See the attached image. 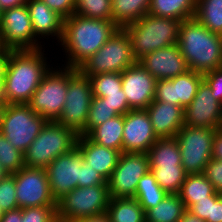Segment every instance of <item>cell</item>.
<instances>
[{"label":"cell","mask_w":222,"mask_h":222,"mask_svg":"<svg viewBox=\"0 0 222 222\" xmlns=\"http://www.w3.org/2000/svg\"><path fill=\"white\" fill-rule=\"evenodd\" d=\"M124 115L114 118L93 128L86 136L93 142L122 153Z\"/></svg>","instance_id":"24"},{"label":"cell","mask_w":222,"mask_h":222,"mask_svg":"<svg viewBox=\"0 0 222 222\" xmlns=\"http://www.w3.org/2000/svg\"><path fill=\"white\" fill-rule=\"evenodd\" d=\"M150 171L168 194H178L187 175L183 166L150 167Z\"/></svg>","instance_id":"33"},{"label":"cell","mask_w":222,"mask_h":222,"mask_svg":"<svg viewBox=\"0 0 222 222\" xmlns=\"http://www.w3.org/2000/svg\"><path fill=\"white\" fill-rule=\"evenodd\" d=\"M136 62L130 36L124 28H118L77 70L86 77L100 73H122Z\"/></svg>","instance_id":"6"},{"label":"cell","mask_w":222,"mask_h":222,"mask_svg":"<svg viewBox=\"0 0 222 222\" xmlns=\"http://www.w3.org/2000/svg\"><path fill=\"white\" fill-rule=\"evenodd\" d=\"M43 49L8 50V65L3 85L5 104L29 102L51 68Z\"/></svg>","instance_id":"2"},{"label":"cell","mask_w":222,"mask_h":222,"mask_svg":"<svg viewBox=\"0 0 222 222\" xmlns=\"http://www.w3.org/2000/svg\"><path fill=\"white\" fill-rule=\"evenodd\" d=\"M120 115L115 108L106 103L102 97L92 98V103L88 112L86 128L80 135H87L93 128L106 122L107 120Z\"/></svg>","instance_id":"35"},{"label":"cell","mask_w":222,"mask_h":222,"mask_svg":"<svg viewBox=\"0 0 222 222\" xmlns=\"http://www.w3.org/2000/svg\"><path fill=\"white\" fill-rule=\"evenodd\" d=\"M76 222H110V220L106 214H101V215H97V216L83 218V219H80Z\"/></svg>","instance_id":"52"},{"label":"cell","mask_w":222,"mask_h":222,"mask_svg":"<svg viewBox=\"0 0 222 222\" xmlns=\"http://www.w3.org/2000/svg\"><path fill=\"white\" fill-rule=\"evenodd\" d=\"M27 3V0H0V9L5 11L11 8L20 7Z\"/></svg>","instance_id":"50"},{"label":"cell","mask_w":222,"mask_h":222,"mask_svg":"<svg viewBox=\"0 0 222 222\" xmlns=\"http://www.w3.org/2000/svg\"><path fill=\"white\" fill-rule=\"evenodd\" d=\"M82 162V153L75 147L72 151L59 155L45 168L50 192L55 201L78 187L81 182Z\"/></svg>","instance_id":"15"},{"label":"cell","mask_w":222,"mask_h":222,"mask_svg":"<svg viewBox=\"0 0 222 222\" xmlns=\"http://www.w3.org/2000/svg\"><path fill=\"white\" fill-rule=\"evenodd\" d=\"M203 174L212 183L215 192L222 194V160L211 158Z\"/></svg>","instance_id":"40"},{"label":"cell","mask_w":222,"mask_h":222,"mask_svg":"<svg viewBox=\"0 0 222 222\" xmlns=\"http://www.w3.org/2000/svg\"><path fill=\"white\" fill-rule=\"evenodd\" d=\"M146 111L157 138L175 137L185 125L184 108L178 105L152 101Z\"/></svg>","instance_id":"21"},{"label":"cell","mask_w":222,"mask_h":222,"mask_svg":"<svg viewBox=\"0 0 222 222\" xmlns=\"http://www.w3.org/2000/svg\"><path fill=\"white\" fill-rule=\"evenodd\" d=\"M3 211L0 209V219L2 218Z\"/></svg>","instance_id":"56"},{"label":"cell","mask_w":222,"mask_h":222,"mask_svg":"<svg viewBox=\"0 0 222 222\" xmlns=\"http://www.w3.org/2000/svg\"><path fill=\"white\" fill-rule=\"evenodd\" d=\"M111 0H76L74 13L86 18L112 21Z\"/></svg>","instance_id":"34"},{"label":"cell","mask_w":222,"mask_h":222,"mask_svg":"<svg viewBox=\"0 0 222 222\" xmlns=\"http://www.w3.org/2000/svg\"><path fill=\"white\" fill-rule=\"evenodd\" d=\"M119 27L113 22L73 14L64 20L59 46L65 52L62 66L78 68L97 52Z\"/></svg>","instance_id":"1"},{"label":"cell","mask_w":222,"mask_h":222,"mask_svg":"<svg viewBox=\"0 0 222 222\" xmlns=\"http://www.w3.org/2000/svg\"><path fill=\"white\" fill-rule=\"evenodd\" d=\"M12 175L15 177L18 208L56 207L46 169L24 166Z\"/></svg>","instance_id":"13"},{"label":"cell","mask_w":222,"mask_h":222,"mask_svg":"<svg viewBox=\"0 0 222 222\" xmlns=\"http://www.w3.org/2000/svg\"><path fill=\"white\" fill-rule=\"evenodd\" d=\"M79 135L56 121H47L24 153L27 167L46 168L59 155L72 151Z\"/></svg>","instance_id":"5"},{"label":"cell","mask_w":222,"mask_h":222,"mask_svg":"<svg viewBox=\"0 0 222 222\" xmlns=\"http://www.w3.org/2000/svg\"><path fill=\"white\" fill-rule=\"evenodd\" d=\"M160 185L156 182V179L151 171H148L138 181L134 198L138 201L140 206L146 212L157 206L167 196Z\"/></svg>","instance_id":"31"},{"label":"cell","mask_w":222,"mask_h":222,"mask_svg":"<svg viewBox=\"0 0 222 222\" xmlns=\"http://www.w3.org/2000/svg\"><path fill=\"white\" fill-rule=\"evenodd\" d=\"M181 21L146 14L124 27L130 36L132 52L137 61L146 54L178 43Z\"/></svg>","instance_id":"4"},{"label":"cell","mask_w":222,"mask_h":222,"mask_svg":"<svg viewBox=\"0 0 222 222\" xmlns=\"http://www.w3.org/2000/svg\"><path fill=\"white\" fill-rule=\"evenodd\" d=\"M185 125L194 128H222V103L212 96L203 80L192 102L184 109Z\"/></svg>","instance_id":"16"},{"label":"cell","mask_w":222,"mask_h":222,"mask_svg":"<svg viewBox=\"0 0 222 222\" xmlns=\"http://www.w3.org/2000/svg\"><path fill=\"white\" fill-rule=\"evenodd\" d=\"M91 82L92 93L95 97H104V94L120 93L122 89L121 73H100L88 76Z\"/></svg>","instance_id":"36"},{"label":"cell","mask_w":222,"mask_h":222,"mask_svg":"<svg viewBox=\"0 0 222 222\" xmlns=\"http://www.w3.org/2000/svg\"><path fill=\"white\" fill-rule=\"evenodd\" d=\"M121 77L130 109H146L154 100L157 80L138 61L125 69Z\"/></svg>","instance_id":"18"},{"label":"cell","mask_w":222,"mask_h":222,"mask_svg":"<svg viewBox=\"0 0 222 222\" xmlns=\"http://www.w3.org/2000/svg\"><path fill=\"white\" fill-rule=\"evenodd\" d=\"M22 217V222H58L56 207H26Z\"/></svg>","instance_id":"39"},{"label":"cell","mask_w":222,"mask_h":222,"mask_svg":"<svg viewBox=\"0 0 222 222\" xmlns=\"http://www.w3.org/2000/svg\"><path fill=\"white\" fill-rule=\"evenodd\" d=\"M110 201L108 185L75 188L56 201L58 222H76L106 214Z\"/></svg>","instance_id":"7"},{"label":"cell","mask_w":222,"mask_h":222,"mask_svg":"<svg viewBox=\"0 0 222 222\" xmlns=\"http://www.w3.org/2000/svg\"><path fill=\"white\" fill-rule=\"evenodd\" d=\"M76 147L81 151L83 160L108 181L121 153L91 141L86 135H79Z\"/></svg>","instance_id":"23"},{"label":"cell","mask_w":222,"mask_h":222,"mask_svg":"<svg viewBox=\"0 0 222 222\" xmlns=\"http://www.w3.org/2000/svg\"><path fill=\"white\" fill-rule=\"evenodd\" d=\"M177 44L189 70L205 74L222 67V35L212 33L195 17L181 21Z\"/></svg>","instance_id":"3"},{"label":"cell","mask_w":222,"mask_h":222,"mask_svg":"<svg viewBox=\"0 0 222 222\" xmlns=\"http://www.w3.org/2000/svg\"><path fill=\"white\" fill-rule=\"evenodd\" d=\"M58 67L52 65L27 103L47 121H56L60 117L68 91V67Z\"/></svg>","instance_id":"9"},{"label":"cell","mask_w":222,"mask_h":222,"mask_svg":"<svg viewBox=\"0 0 222 222\" xmlns=\"http://www.w3.org/2000/svg\"><path fill=\"white\" fill-rule=\"evenodd\" d=\"M4 107H5V103L0 100V123H1Z\"/></svg>","instance_id":"54"},{"label":"cell","mask_w":222,"mask_h":222,"mask_svg":"<svg viewBox=\"0 0 222 222\" xmlns=\"http://www.w3.org/2000/svg\"><path fill=\"white\" fill-rule=\"evenodd\" d=\"M206 222H222V195L215 202H211L210 217Z\"/></svg>","instance_id":"46"},{"label":"cell","mask_w":222,"mask_h":222,"mask_svg":"<svg viewBox=\"0 0 222 222\" xmlns=\"http://www.w3.org/2000/svg\"><path fill=\"white\" fill-rule=\"evenodd\" d=\"M0 38L6 50H38L44 47L34 35L26 4L2 12Z\"/></svg>","instance_id":"12"},{"label":"cell","mask_w":222,"mask_h":222,"mask_svg":"<svg viewBox=\"0 0 222 222\" xmlns=\"http://www.w3.org/2000/svg\"><path fill=\"white\" fill-rule=\"evenodd\" d=\"M178 222H206L203 219H200L198 216L189 212L187 209L183 213L181 219Z\"/></svg>","instance_id":"51"},{"label":"cell","mask_w":222,"mask_h":222,"mask_svg":"<svg viewBox=\"0 0 222 222\" xmlns=\"http://www.w3.org/2000/svg\"><path fill=\"white\" fill-rule=\"evenodd\" d=\"M102 98L106 100L109 106L115 108L120 115H124L131 110L127 102V97L122 89L120 93L104 94Z\"/></svg>","instance_id":"45"},{"label":"cell","mask_w":222,"mask_h":222,"mask_svg":"<svg viewBox=\"0 0 222 222\" xmlns=\"http://www.w3.org/2000/svg\"><path fill=\"white\" fill-rule=\"evenodd\" d=\"M9 173L0 164V180L4 179Z\"/></svg>","instance_id":"53"},{"label":"cell","mask_w":222,"mask_h":222,"mask_svg":"<svg viewBox=\"0 0 222 222\" xmlns=\"http://www.w3.org/2000/svg\"><path fill=\"white\" fill-rule=\"evenodd\" d=\"M216 129L194 128L184 125L175 138L181 153L182 166L186 174L204 172L212 158L213 138Z\"/></svg>","instance_id":"11"},{"label":"cell","mask_w":222,"mask_h":222,"mask_svg":"<svg viewBox=\"0 0 222 222\" xmlns=\"http://www.w3.org/2000/svg\"><path fill=\"white\" fill-rule=\"evenodd\" d=\"M0 164L9 174H13L25 166L24 153L16 149L1 132Z\"/></svg>","instance_id":"37"},{"label":"cell","mask_w":222,"mask_h":222,"mask_svg":"<svg viewBox=\"0 0 222 222\" xmlns=\"http://www.w3.org/2000/svg\"><path fill=\"white\" fill-rule=\"evenodd\" d=\"M212 158L222 160V128L216 129L213 138Z\"/></svg>","instance_id":"48"},{"label":"cell","mask_w":222,"mask_h":222,"mask_svg":"<svg viewBox=\"0 0 222 222\" xmlns=\"http://www.w3.org/2000/svg\"><path fill=\"white\" fill-rule=\"evenodd\" d=\"M147 156L149 167L182 166L179 144L175 137L158 138Z\"/></svg>","instance_id":"25"},{"label":"cell","mask_w":222,"mask_h":222,"mask_svg":"<svg viewBox=\"0 0 222 222\" xmlns=\"http://www.w3.org/2000/svg\"><path fill=\"white\" fill-rule=\"evenodd\" d=\"M186 208L178 194H167L157 206L145 212V222H178Z\"/></svg>","instance_id":"30"},{"label":"cell","mask_w":222,"mask_h":222,"mask_svg":"<svg viewBox=\"0 0 222 222\" xmlns=\"http://www.w3.org/2000/svg\"><path fill=\"white\" fill-rule=\"evenodd\" d=\"M64 20L74 14L76 0H42Z\"/></svg>","instance_id":"43"},{"label":"cell","mask_w":222,"mask_h":222,"mask_svg":"<svg viewBox=\"0 0 222 222\" xmlns=\"http://www.w3.org/2000/svg\"><path fill=\"white\" fill-rule=\"evenodd\" d=\"M6 51V49L2 46L1 38H0V56Z\"/></svg>","instance_id":"55"},{"label":"cell","mask_w":222,"mask_h":222,"mask_svg":"<svg viewBox=\"0 0 222 222\" xmlns=\"http://www.w3.org/2000/svg\"><path fill=\"white\" fill-rule=\"evenodd\" d=\"M8 65V50L0 56V100L4 102V79Z\"/></svg>","instance_id":"47"},{"label":"cell","mask_w":222,"mask_h":222,"mask_svg":"<svg viewBox=\"0 0 222 222\" xmlns=\"http://www.w3.org/2000/svg\"><path fill=\"white\" fill-rule=\"evenodd\" d=\"M202 81L203 74L193 70L172 79L157 80L153 101L171 103L185 109L192 102Z\"/></svg>","instance_id":"19"},{"label":"cell","mask_w":222,"mask_h":222,"mask_svg":"<svg viewBox=\"0 0 222 222\" xmlns=\"http://www.w3.org/2000/svg\"><path fill=\"white\" fill-rule=\"evenodd\" d=\"M197 0H151L148 14L179 21L195 17Z\"/></svg>","instance_id":"26"},{"label":"cell","mask_w":222,"mask_h":222,"mask_svg":"<svg viewBox=\"0 0 222 222\" xmlns=\"http://www.w3.org/2000/svg\"><path fill=\"white\" fill-rule=\"evenodd\" d=\"M157 140L146 109L124 114L122 152L147 153Z\"/></svg>","instance_id":"17"},{"label":"cell","mask_w":222,"mask_h":222,"mask_svg":"<svg viewBox=\"0 0 222 222\" xmlns=\"http://www.w3.org/2000/svg\"><path fill=\"white\" fill-rule=\"evenodd\" d=\"M26 5L34 35L39 40L47 39L48 41L51 38L60 43L63 37L64 19L42 0H27Z\"/></svg>","instance_id":"22"},{"label":"cell","mask_w":222,"mask_h":222,"mask_svg":"<svg viewBox=\"0 0 222 222\" xmlns=\"http://www.w3.org/2000/svg\"><path fill=\"white\" fill-rule=\"evenodd\" d=\"M15 192V177L12 174H8L4 179L0 180V209L3 212L18 208Z\"/></svg>","instance_id":"38"},{"label":"cell","mask_w":222,"mask_h":222,"mask_svg":"<svg viewBox=\"0 0 222 222\" xmlns=\"http://www.w3.org/2000/svg\"><path fill=\"white\" fill-rule=\"evenodd\" d=\"M195 18L212 33L222 35V0H197Z\"/></svg>","instance_id":"32"},{"label":"cell","mask_w":222,"mask_h":222,"mask_svg":"<svg viewBox=\"0 0 222 222\" xmlns=\"http://www.w3.org/2000/svg\"><path fill=\"white\" fill-rule=\"evenodd\" d=\"M92 98L90 79L76 68L68 67V91L64 108L56 122L80 135L86 128Z\"/></svg>","instance_id":"10"},{"label":"cell","mask_w":222,"mask_h":222,"mask_svg":"<svg viewBox=\"0 0 222 222\" xmlns=\"http://www.w3.org/2000/svg\"><path fill=\"white\" fill-rule=\"evenodd\" d=\"M110 222H145V211L136 198H110L106 211Z\"/></svg>","instance_id":"29"},{"label":"cell","mask_w":222,"mask_h":222,"mask_svg":"<svg viewBox=\"0 0 222 222\" xmlns=\"http://www.w3.org/2000/svg\"><path fill=\"white\" fill-rule=\"evenodd\" d=\"M47 123L27 104H5L0 132L19 151L25 153Z\"/></svg>","instance_id":"8"},{"label":"cell","mask_w":222,"mask_h":222,"mask_svg":"<svg viewBox=\"0 0 222 222\" xmlns=\"http://www.w3.org/2000/svg\"><path fill=\"white\" fill-rule=\"evenodd\" d=\"M22 218V209L17 208L3 212L0 222H22Z\"/></svg>","instance_id":"49"},{"label":"cell","mask_w":222,"mask_h":222,"mask_svg":"<svg viewBox=\"0 0 222 222\" xmlns=\"http://www.w3.org/2000/svg\"><path fill=\"white\" fill-rule=\"evenodd\" d=\"M148 171L147 153L122 152L107 181L110 198L134 197L138 181Z\"/></svg>","instance_id":"14"},{"label":"cell","mask_w":222,"mask_h":222,"mask_svg":"<svg viewBox=\"0 0 222 222\" xmlns=\"http://www.w3.org/2000/svg\"><path fill=\"white\" fill-rule=\"evenodd\" d=\"M94 185H108V183L100 173L93 170L91 166L83 160L81 166V182L78 184V188L91 187Z\"/></svg>","instance_id":"41"},{"label":"cell","mask_w":222,"mask_h":222,"mask_svg":"<svg viewBox=\"0 0 222 222\" xmlns=\"http://www.w3.org/2000/svg\"><path fill=\"white\" fill-rule=\"evenodd\" d=\"M203 80L210 87L212 96L222 103V67L203 74Z\"/></svg>","instance_id":"42"},{"label":"cell","mask_w":222,"mask_h":222,"mask_svg":"<svg viewBox=\"0 0 222 222\" xmlns=\"http://www.w3.org/2000/svg\"><path fill=\"white\" fill-rule=\"evenodd\" d=\"M215 193L212 183L203 173L188 174L178 193L183 201L185 208L200 202L203 199H209Z\"/></svg>","instance_id":"28"},{"label":"cell","mask_w":222,"mask_h":222,"mask_svg":"<svg viewBox=\"0 0 222 222\" xmlns=\"http://www.w3.org/2000/svg\"><path fill=\"white\" fill-rule=\"evenodd\" d=\"M138 62L156 80L172 79L189 70L178 44L146 54Z\"/></svg>","instance_id":"20"},{"label":"cell","mask_w":222,"mask_h":222,"mask_svg":"<svg viewBox=\"0 0 222 222\" xmlns=\"http://www.w3.org/2000/svg\"><path fill=\"white\" fill-rule=\"evenodd\" d=\"M112 21L119 27L136 22L148 14L151 0H111Z\"/></svg>","instance_id":"27"},{"label":"cell","mask_w":222,"mask_h":222,"mask_svg":"<svg viewBox=\"0 0 222 222\" xmlns=\"http://www.w3.org/2000/svg\"><path fill=\"white\" fill-rule=\"evenodd\" d=\"M222 194L215 192L209 199H203L191 205L187 210L206 221L210 217L211 202H215Z\"/></svg>","instance_id":"44"}]
</instances>
